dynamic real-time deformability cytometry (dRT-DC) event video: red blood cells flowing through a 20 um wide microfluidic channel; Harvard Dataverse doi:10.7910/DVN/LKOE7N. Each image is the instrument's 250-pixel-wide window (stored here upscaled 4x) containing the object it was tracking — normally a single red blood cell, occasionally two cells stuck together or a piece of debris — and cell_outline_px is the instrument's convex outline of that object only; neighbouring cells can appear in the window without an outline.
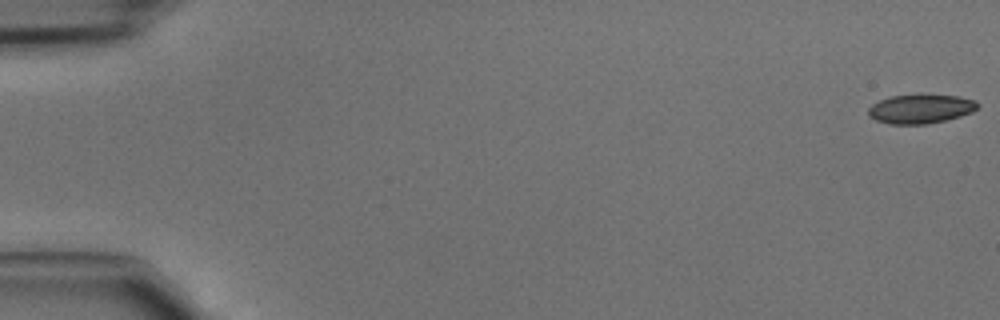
{"species": "common noctule bat (a hibernating species)", "species_latin": "Nyctalus noctula", "temperature_condition": "cold", "stored_images_in_passage": 14, "camera_frame_rate_fps": 3000, "um_per_image_px": 0.085, "animal": {"sex": "male", "body_mass_g": 15.6}, "frame": {"image": 1, "passage_image": 1, "time_ms": 0.0, "image_size_px": [1000, 320], "cell_outline_px": [[980, 104], [972, 112], [960, 116], [928, 124], [892, 124], [876, 120], [868, 116], [868, 108], [872, 104], [880, 100], [892, 96], [920, 92], [956, 96], [976, 100]], "centroid_in_image_um": [78.25, 9.21], "position_along_channel_um": 6.8, "area_um2": 19.02}}
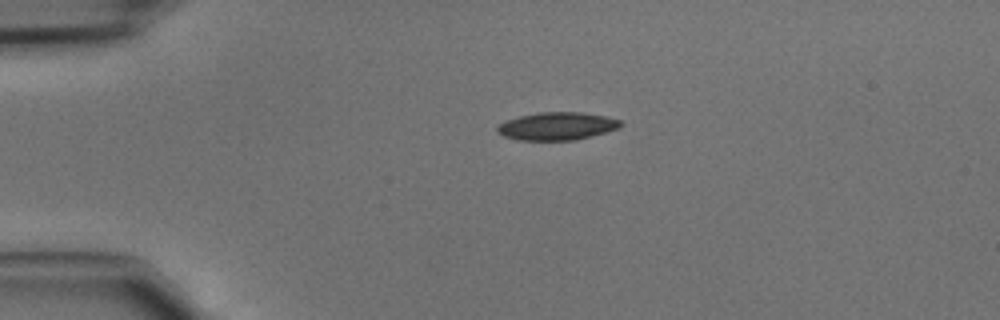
{"frame": {"image": 2, "passage_image": 11, "time_ms": 3.333, "image_size_px": [1000, 320], "cell_outline_px": [[624, 124], [620, 128], [592, 136], [576, 140], [516, 140], [504, 136], [496, 132], [496, 128], [504, 120], [536, 112], [580, 112], [604, 116], [620, 120]], "centroid_in_image_um": [47.34, 10.72], "position_along_channel_um": 37.7, "area_um2": 20.17}}